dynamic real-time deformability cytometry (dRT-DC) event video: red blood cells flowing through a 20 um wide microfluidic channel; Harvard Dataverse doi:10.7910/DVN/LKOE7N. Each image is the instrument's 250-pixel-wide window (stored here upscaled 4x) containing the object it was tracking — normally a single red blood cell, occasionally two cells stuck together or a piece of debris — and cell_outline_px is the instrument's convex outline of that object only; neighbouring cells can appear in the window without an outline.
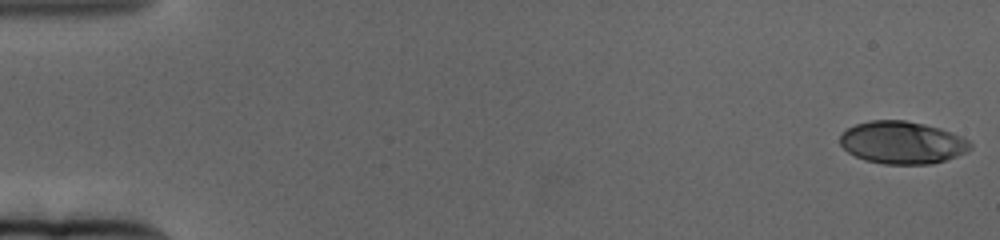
{"species": "human", "species_latin": "Homo sapiens", "temperature_condition": "cold", "stored_images_in_passage": 66, "camera_frame_rate_fps": 3000, "um_per_image_px": 0.085, "donor": {"sex": "female"}, "frame": {"image": 1, "passage_image": 1, "time_ms": 0.0, "image_size_px": [1000, 240], "cell_outline_px": [[972, 148], [968, 152], [932, 164], [884, 164], [864, 160], [848, 152], [840, 144], [840, 136], [848, 128], [856, 124], [872, 120], [904, 120], [924, 124], [940, 128], [952, 132], [968, 140], [972, 144]], "centroid_in_image_um": [76.71, 12.12], "position_along_channel_um": 8.3, "area_um2": 32.25}}
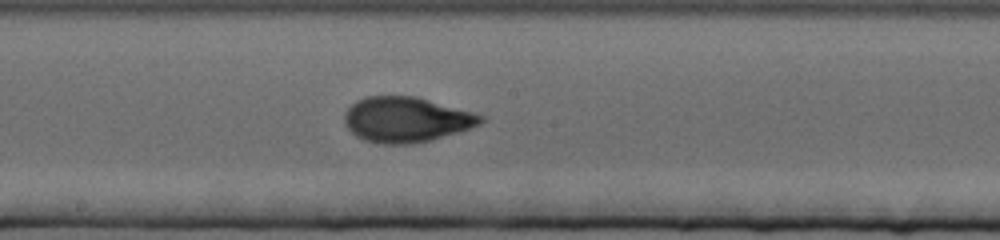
{"frame": {"image": 2, "passage_image": 36, "time_ms": 11.667, "image_size_px": [1000, 240], "cell_outline_px": [[484, 120], [480, 124], [460, 132], [412, 144], [380, 144], [364, 140], [356, 136], [344, 124], [344, 112], [356, 100], [364, 96], [416, 96], [472, 112], [484, 116]], "centroid_in_image_um": [34.5, 10.16], "position_along_channel_um": 213.7, "area_um2": 35.95}}
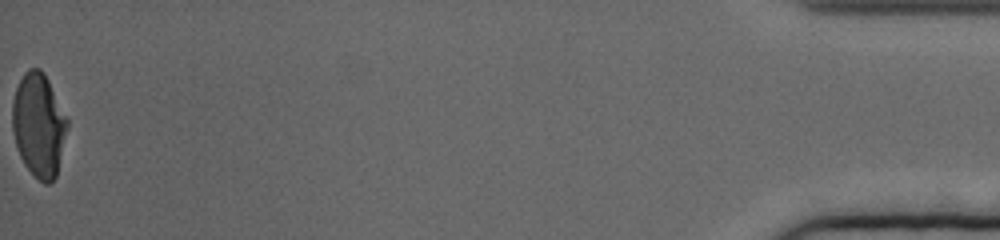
{"frame": {"image": 3, "passage_image": 66, "time_ms": 21.667, "image_size_px": [1000, 240], "cell_outline_px": [[68, 128], [56, 176], [48, 184], [44, 184], [24, 164], [16, 148], [12, 132], [12, 100], [16, 88], [24, 72], [28, 68], [40, 68], [44, 72], [68, 120]], "centroid_in_image_um": [3.28, 10.61], "position_along_channel_um": 431.9, "area_um2": 33.18}, "authors_computed_cell_mechanics": {"area_um2": 34.102, "velocity_mm_per_s": 3.1088, "shape_relaxation_time_tau1_ms": 4.9849, "shape_relaxation_time_tau2_ms": 0.9747, "deformation_change_tau1": 0.2254, "deformation_change_tau2": 0.0628}}